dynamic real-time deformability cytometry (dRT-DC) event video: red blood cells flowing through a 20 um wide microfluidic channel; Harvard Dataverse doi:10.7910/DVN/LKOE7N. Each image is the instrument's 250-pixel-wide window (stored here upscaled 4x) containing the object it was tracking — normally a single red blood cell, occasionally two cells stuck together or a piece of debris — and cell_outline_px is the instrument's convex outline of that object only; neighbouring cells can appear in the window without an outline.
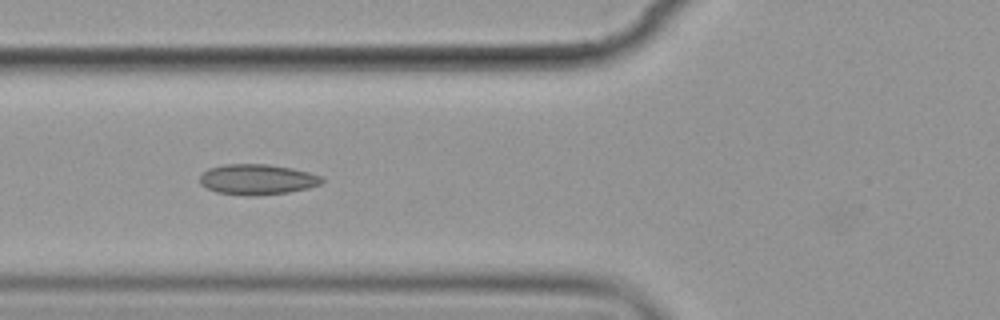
{"species": "common noctule bat (a hibernating species)", "species_latin": "Nyctalus noctula", "temperature_condition": "cold", "stored_images_in_passage": 6, "camera_frame_rate_fps": 3000, "um_per_image_px": 0.085, "animal": {"sex": "female", "body_mass_g": 19.9}, "frame": {"image": 1, "passage_image": 5, "time_ms": 4.667, "image_size_px": [1000, 320], "cell_outline_px": [[324, 180], [320, 184], [308, 188], [288, 192], [256, 196], [244, 196], [216, 192], [200, 184], [200, 176], [208, 168], [224, 164], [268, 164], [292, 168], [308, 172], [320, 176]], "centroid_in_image_um": [21.84, 15.25], "position_along_channel_um": 104.0, "area_um2": 21.73}}
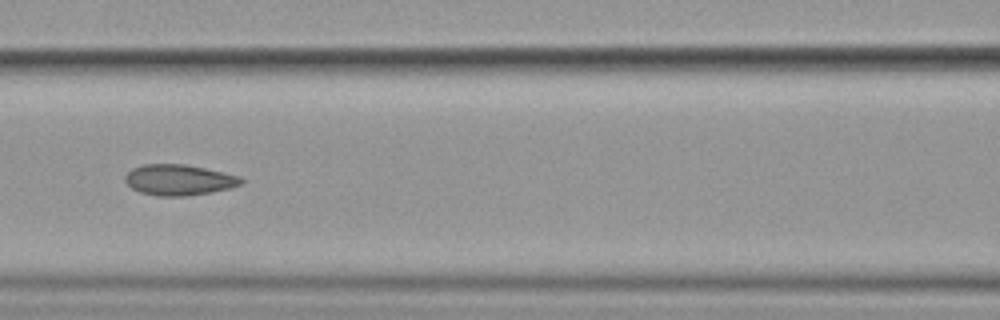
{"frame": {"image": 2, "passage_image": 6, "time_ms": 6.0, "image_size_px": [1000, 320], "cell_outline_px": [[244, 180], [240, 184], [228, 188], [212, 192], [184, 196], [156, 196], [140, 192], [132, 188], [124, 180], [124, 176], [132, 168], [144, 164], [184, 164], [224, 172], [240, 176]], "centroid_in_image_um": [15.18, 15.29], "position_along_channel_um": 151.4, "area_um2": 20.75}}